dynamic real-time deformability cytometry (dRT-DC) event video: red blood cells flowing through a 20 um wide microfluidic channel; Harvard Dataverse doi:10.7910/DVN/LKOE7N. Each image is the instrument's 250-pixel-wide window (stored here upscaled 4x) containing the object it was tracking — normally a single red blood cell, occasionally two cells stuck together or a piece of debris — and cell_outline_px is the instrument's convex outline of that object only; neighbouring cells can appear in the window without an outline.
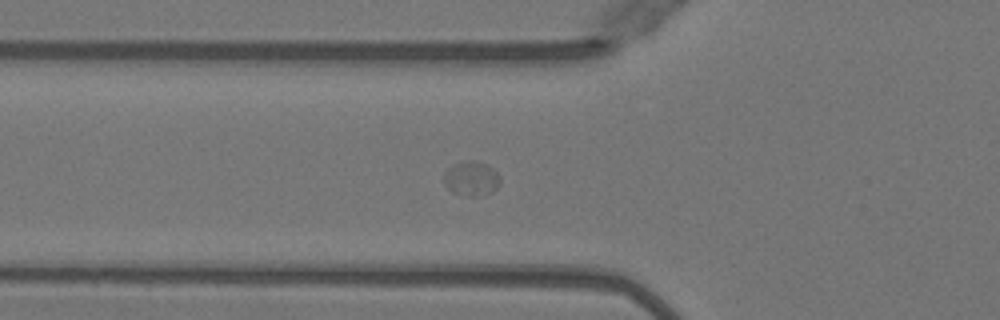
{"species": "Egyptian fruit bat (a non-hibernating species)", "species_latin": "Rousettus aegyptiacus", "temperature_condition": "warm", "stored_images_in_passage": 39, "camera_frame_rate_fps": 3000, "um_per_image_px": 0.085, "animal": {"sex": "female"}, "frame": {"image": 1, "passage_image": 6, "time_ms": 1.667, "image_size_px": [1000, 320], "cell_outline_px": [[500, 184], [492, 192], [472, 196], [468, 196], [452, 192], [444, 184], [444, 172], [452, 164], [468, 160], [472, 160], [484, 164], [492, 168], [500, 176]], "centroid_in_image_um": [40.05, 15.17], "position_along_channel_um": 85.8, "area_um2": 11.21}}
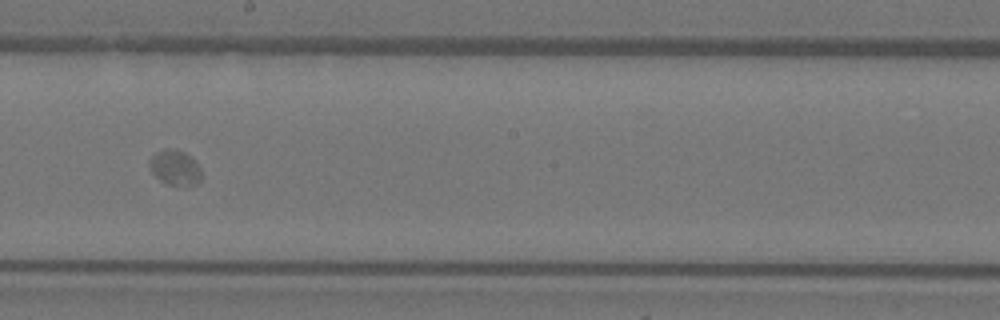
{"frame": {"image": 2, "passage_image": 17, "time_ms": 5.333, "image_size_px": [1000, 320], "cell_outline_px": [[200, 180], [196, 184], [168, 184], [160, 180], [152, 172], [148, 164], [148, 160], [156, 152], [176, 148], [184, 152], [200, 168]], "centroid_in_image_um": [14.83, 14.23], "position_along_channel_um": 233.4, "area_um2": 10.17}}
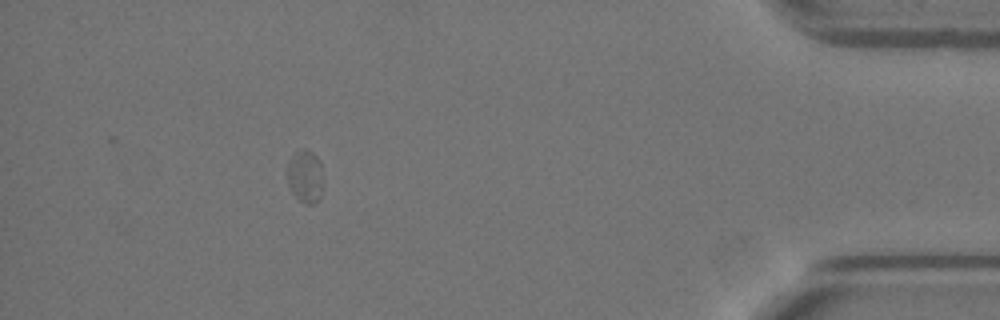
{"frame": {"image": 3, "passage_image": 34, "time_ms": 11.0, "image_size_px": [1000, 320], "cell_outline_px": [[324, 180], [320, 200], [316, 204], [308, 204], [300, 200], [288, 188], [288, 160], [296, 152], [304, 148], [312, 152], [320, 160], [324, 176]], "centroid_in_image_um": [25.99, 15.01], "position_along_channel_um": 409.2, "area_um2": 11.39}}